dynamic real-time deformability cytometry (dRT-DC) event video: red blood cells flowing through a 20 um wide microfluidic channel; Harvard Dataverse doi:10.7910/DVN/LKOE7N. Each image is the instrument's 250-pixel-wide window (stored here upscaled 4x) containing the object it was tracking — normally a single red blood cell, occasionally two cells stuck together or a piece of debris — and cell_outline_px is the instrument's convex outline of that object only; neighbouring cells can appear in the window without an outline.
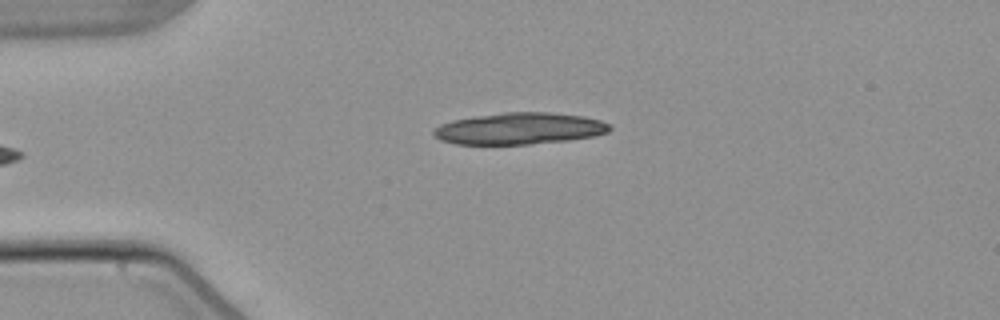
{"species": "common noctule bat (a hibernating species)", "species_latin": "Nyctalus noctula", "temperature_condition": "warm", "stored_images_in_passage": 5, "camera_frame_rate_fps": 3000, "um_per_image_px": 0.085, "animal": {"sex": "male", "body_mass_g": 21.5, "forearm_length_mm": 52.0}, "frame": {"image": 1, "passage_image": 5, "time_ms": 5.0, "image_size_px": [1000, 320], "cell_outline_px": [[612, 128], [608, 132], [596, 136], [568, 140], [528, 144], [456, 144], [440, 140], [432, 136], [432, 132], [440, 124], [452, 120], [476, 116], [504, 112], [548, 112], [584, 116], [600, 120], [612, 124]], "centroid_in_image_um": [44.17, 10.92], "position_along_channel_um": 40.8, "area_um2": 32.66}}